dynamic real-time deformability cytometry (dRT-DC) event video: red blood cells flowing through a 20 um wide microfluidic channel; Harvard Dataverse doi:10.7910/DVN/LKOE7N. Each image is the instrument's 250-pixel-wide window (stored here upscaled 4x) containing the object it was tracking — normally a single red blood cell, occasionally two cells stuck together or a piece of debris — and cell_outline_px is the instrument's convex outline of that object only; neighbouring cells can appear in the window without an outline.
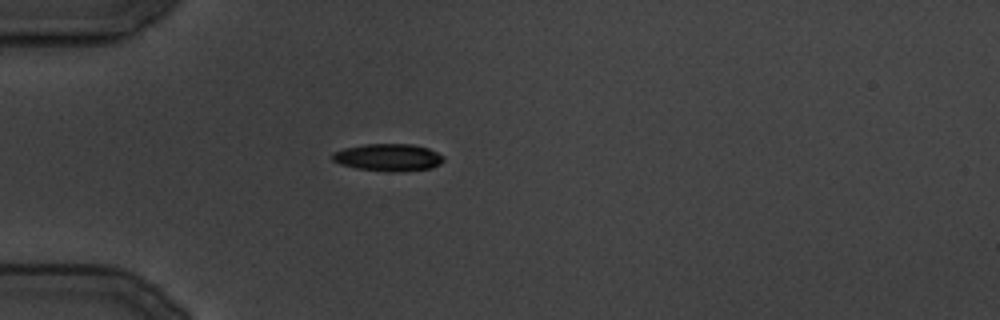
{"species": "common noctule bat (a hibernating species)", "species_latin": "Nyctalus noctula", "temperature_condition": "cold", "stored_images_in_passage": 92, "segment_of_instrument_passage": [1, 2], "camera_frame_rate_fps": 3000, "um_per_image_px": 0.085, "animal": {"sex": "male", "body_mass_g": 19.5, "forearm_length_mm": 54.6}, "frame": {"image": 1, "passage_image": 1, "time_ms": 0.0, "image_size_px": [1000, 320], "cell_outline_px": [[444, 160], [440, 164], [432, 168], [396, 172], [388, 172], [356, 168], [340, 164], [332, 160], [332, 152], [344, 148], [364, 144], [412, 144], [428, 148], [444, 156]], "centroid_in_image_um": [32.99, 13.38], "position_along_channel_um": 52.0, "area_um2": 17.8}}
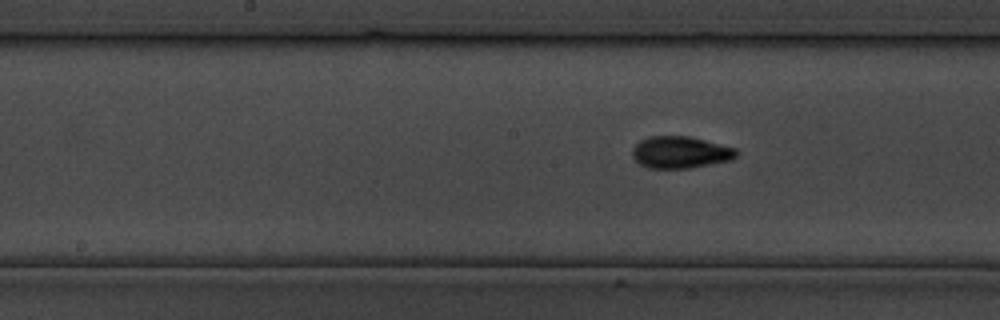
{"frame": {"image": 2, "passage_image": 29, "time_ms": 9.333, "image_size_px": [1000, 320], "cell_outline_px": [[740, 152], [732, 160], [688, 168], [648, 168], [640, 164], [632, 156], [632, 148], [640, 140], [648, 136], [688, 136], [736, 148]], "centroid_in_image_um": [57.83, 12.94], "position_along_channel_um": 190.4, "area_um2": 19.36}}
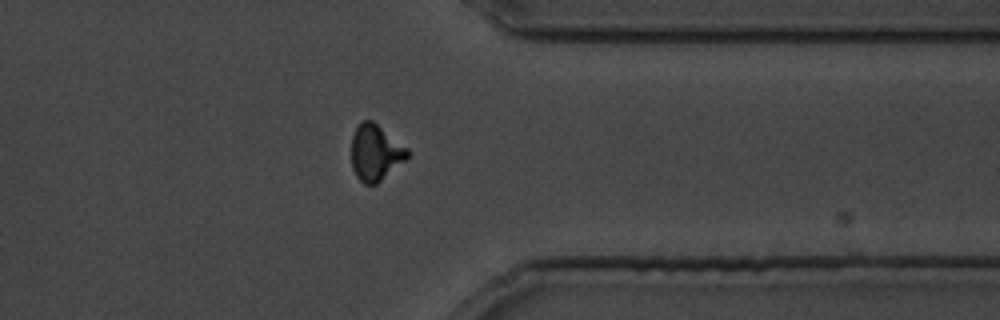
{"frame": {"image": 3, "passage_image": 65, "time_ms": 21.333, "image_size_px": [1000, 320], "cell_outline_px": [[412, 152], [404, 160], [376, 184], [364, 184], [356, 176], [352, 168], [352, 136], [360, 120], [372, 120], [408, 148]], "centroid_in_image_um": [31.91, 12.95], "position_along_channel_um": 379.5, "area_um2": 18.15}}